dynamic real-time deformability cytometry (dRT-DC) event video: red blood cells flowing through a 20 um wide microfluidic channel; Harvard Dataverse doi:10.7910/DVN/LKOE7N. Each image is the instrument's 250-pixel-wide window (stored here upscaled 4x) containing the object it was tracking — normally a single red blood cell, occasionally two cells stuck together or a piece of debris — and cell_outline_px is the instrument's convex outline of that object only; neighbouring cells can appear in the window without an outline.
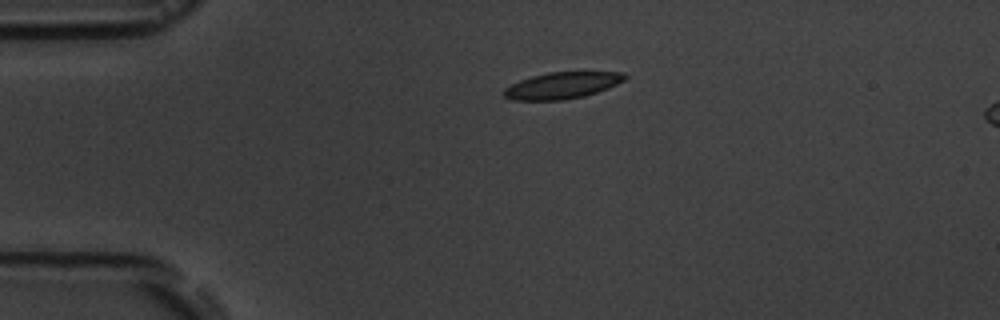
{"species": "common noctule bat (a hibernating species)", "species_latin": "Nyctalus noctula", "temperature_condition": "room temperature", "stored_images_in_passage": 3, "segment_of_instrument_passage": [1, 2], "camera_frame_rate_fps": 3000, "um_per_image_px": 0.085, "animal": {"sex": "male", "body_mass_g": 19.5, "forearm_length_mm": 54.6}, "frame": {"image": 1, "passage_image": 1, "time_ms": 0.0, "image_size_px": [1000, 320], "cell_outline_px": [[628, 76], [624, 80], [608, 88], [584, 96], [564, 100], [512, 100], [504, 96], [504, 88], [520, 80], [532, 76], [548, 72], [624, 72]], "centroid_in_image_um": [47.78, 7.26], "position_along_channel_um": 37.2, "area_um2": 18.61}}